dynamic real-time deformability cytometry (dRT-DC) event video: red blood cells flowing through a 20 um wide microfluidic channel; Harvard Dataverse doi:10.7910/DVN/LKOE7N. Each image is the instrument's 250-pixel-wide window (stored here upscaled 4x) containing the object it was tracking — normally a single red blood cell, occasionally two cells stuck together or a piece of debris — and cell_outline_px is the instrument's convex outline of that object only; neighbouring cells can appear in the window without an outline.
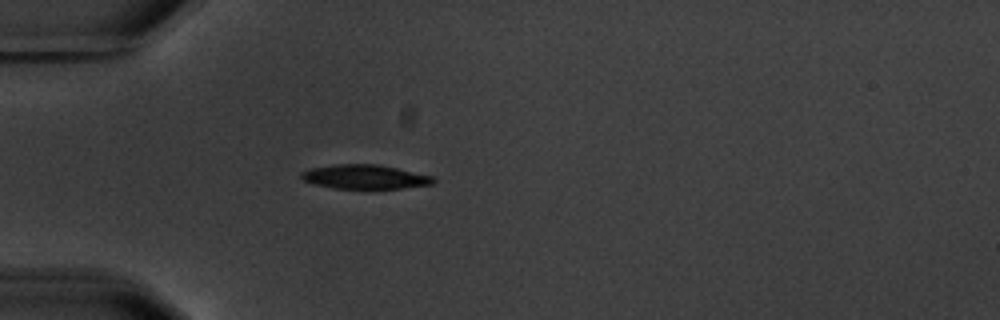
{"species": "common noctule bat (a hibernating species)", "species_latin": "Nyctalus noctula", "temperature_condition": "warm", "stored_images_in_passage": 1, "camera_frame_rate_fps": 3000, "um_per_image_px": 0.085, "animal": {"sex": "male", "body_mass_g": 20.1, "forearm_length_mm": 53.5}, "frame": {"image": 1, "passage_image": 1, "time_ms": 0.0, "image_size_px": [1000, 320], "cell_outline_px": [[436, 180], [432, 184], [404, 188], [372, 192], [332, 188], [316, 184], [304, 180], [300, 176], [300, 172], [312, 168], [332, 164], [376, 164], [396, 168], [432, 176]], "centroid_in_image_um": [31.02, 15.08], "position_along_channel_um": 54.0, "area_um2": 19.42}}